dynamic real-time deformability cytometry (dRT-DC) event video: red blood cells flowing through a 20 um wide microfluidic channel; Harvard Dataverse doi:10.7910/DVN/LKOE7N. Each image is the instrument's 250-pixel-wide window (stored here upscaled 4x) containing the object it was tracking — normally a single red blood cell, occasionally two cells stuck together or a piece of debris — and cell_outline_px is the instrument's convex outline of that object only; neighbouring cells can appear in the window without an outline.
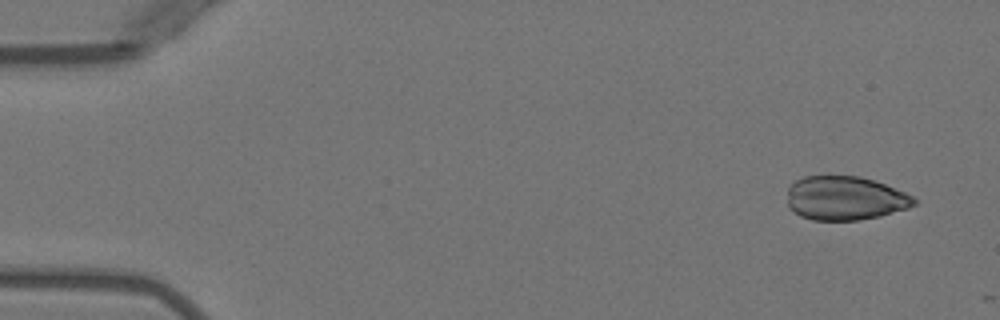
{"species": "Egyptian fruit bat (a non-hibernating species)", "species_latin": "Rousettus aegyptiacus", "temperature_condition": "warm", "stored_images_in_passage": 3, "camera_frame_rate_fps": 3000, "um_per_image_px": 0.085, "animal": {"sex": "female"}, "frame": {"image": 1, "passage_image": 1, "time_ms": 0.0, "image_size_px": [1000, 320], "cell_outline_px": [[916, 204], [908, 208], [880, 216], [860, 220], [812, 220], [800, 216], [792, 212], [788, 208], [788, 188], [796, 180], [804, 176], [860, 176], [884, 184], [904, 192], [912, 196], [916, 200]], "centroid_in_image_um": [71.8, 16.86], "position_along_channel_um": 13.2, "area_um2": 32.48}}